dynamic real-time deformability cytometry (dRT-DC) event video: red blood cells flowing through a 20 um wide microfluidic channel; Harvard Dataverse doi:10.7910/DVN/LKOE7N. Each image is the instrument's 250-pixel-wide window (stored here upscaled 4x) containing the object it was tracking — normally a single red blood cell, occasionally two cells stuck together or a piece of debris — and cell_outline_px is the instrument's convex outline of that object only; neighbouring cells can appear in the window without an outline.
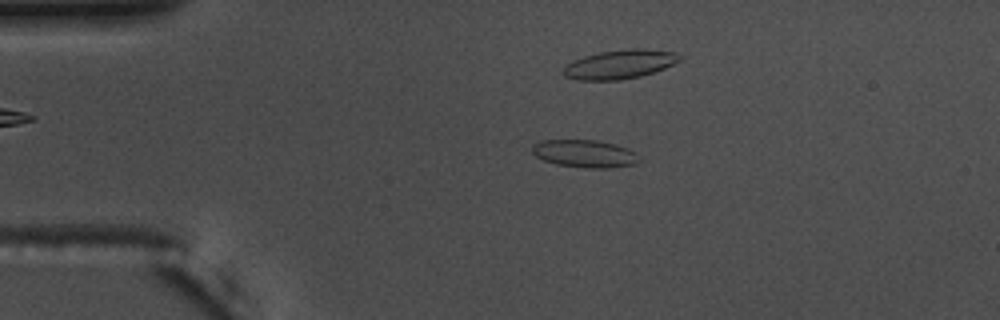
{"species": "common noctule bat (a hibernating species)", "species_latin": "Nyctalus noctula", "temperature_condition": "warm", "stored_images_in_passage": 43, "camera_frame_rate_fps": 3000, "um_per_image_px": 0.085, "animal": {"sex": "male", "body_mass_g": 17.5, "forearm_length_mm": 52.3}, "frame": {"image": 1, "passage_image": 12, "time_ms": 3.667, "image_size_px": [1000, 320], "cell_outline_px": [[640, 160], [636, 164], [608, 168], [588, 168], [556, 164], [544, 160], [536, 156], [532, 152], [532, 144], [544, 140], [596, 140], [616, 144], [628, 148], [636, 152]], "centroid_in_image_um": [49.72, 13.05], "position_along_channel_um": 35.3, "area_um2": 17.28}, "authors_computed_cell_mechanics": {"area_um2": 16.0684, "velocity_mm_per_s": 3.6691, "shape_relaxation_time_tau1_ms": 6.4325, "shape_relaxation_time_tau2_ms": 1.6377, "deformation_change_tau1": 0.1584, "deformation_change_tau2": 0.066}}